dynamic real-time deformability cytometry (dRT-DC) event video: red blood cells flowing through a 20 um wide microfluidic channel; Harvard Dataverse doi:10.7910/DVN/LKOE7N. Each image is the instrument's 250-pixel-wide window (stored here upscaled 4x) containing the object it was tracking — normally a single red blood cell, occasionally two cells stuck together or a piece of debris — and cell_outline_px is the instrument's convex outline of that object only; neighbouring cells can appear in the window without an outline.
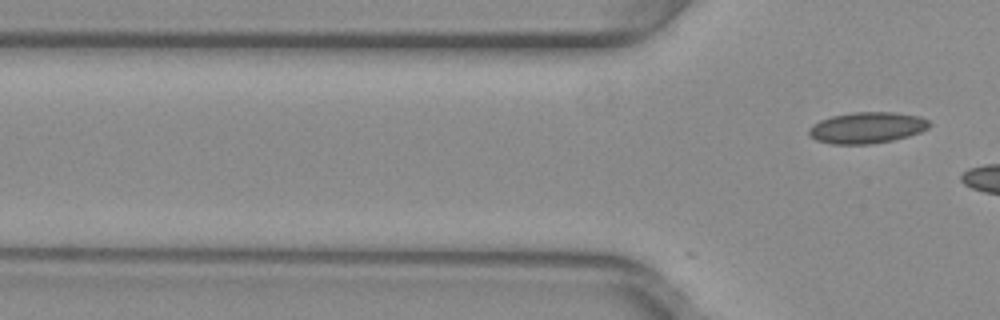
{"species": "common noctule bat (a hibernating species)", "species_latin": "Nyctalus noctula", "temperature_condition": "warm", "stored_images_in_passage": 12, "camera_frame_rate_fps": 3000, "um_per_image_px": 0.085, "animal": {"sex": "female", "body_mass_g": 29.2, "forearm_length_mm": 56.3}, "frame": {"image": 1, "passage_image": 12, "time_ms": 3.667, "image_size_px": [1000, 320], "cell_outline_px": [[932, 124], [928, 128], [920, 132], [908, 136], [892, 140], [868, 144], [832, 144], [816, 140], [808, 132], [808, 128], [812, 124], [820, 120], [832, 116], [852, 112], [896, 112], [920, 116], [928, 120]], "centroid_in_image_um": [73.7, 10.84], "position_along_channel_um": 52.1, "area_um2": 21.96}}